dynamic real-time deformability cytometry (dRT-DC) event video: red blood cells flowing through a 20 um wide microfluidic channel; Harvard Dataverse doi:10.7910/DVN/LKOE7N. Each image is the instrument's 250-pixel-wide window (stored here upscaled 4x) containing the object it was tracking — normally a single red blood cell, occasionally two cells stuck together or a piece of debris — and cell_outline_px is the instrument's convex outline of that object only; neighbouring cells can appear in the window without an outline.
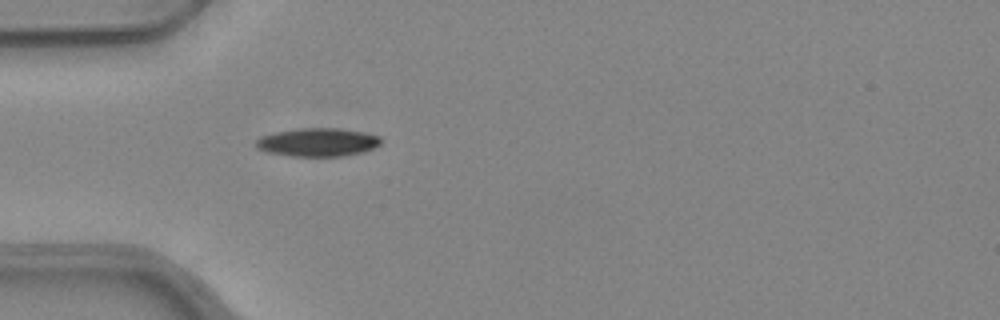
{"species": "common noctule bat (a hibernating species)", "species_latin": "Nyctalus noctula", "temperature_condition": "warm", "stored_images_in_passage": 32, "camera_frame_rate_fps": 3000, "um_per_image_px": 0.085, "animal": {"sex": "female", "body_mass_g": 24.6, "forearm_length_mm": 56.2}, "frame": {"image": 1, "passage_image": 1, "time_ms": 0.0, "image_size_px": [1000, 320], "cell_outline_px": [[380, 144], [372, 148], [360, 152], [344, 156], [292, 156], [268, 152], [256, 148], [256, 140], [260, 136], [276, 132], [300, 128], [340, 128], [364, 132], [380, 136]], "centroid_in_image_um": [26.99, 12.08], "position_along_channel_um": 58.0, "area_um2": 20.52}}
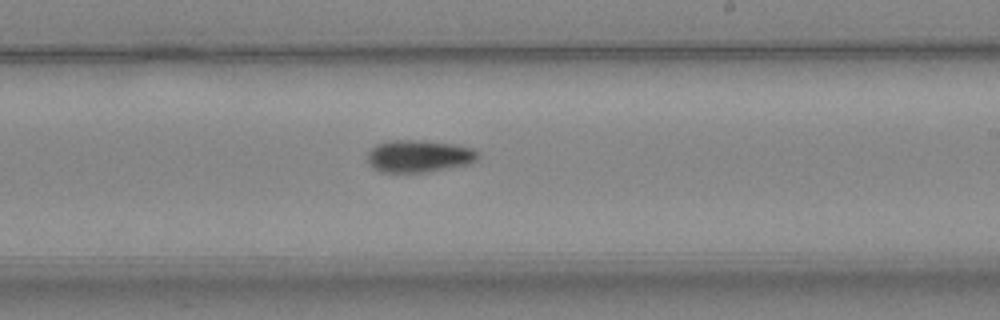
{"frame": {"image": 2, "passage_image": 16, "time_ms": 5.0, "image_size_px": [1000, 320], "cell_outline_px": [[480, 156], [476, 160], [468, 164], [428, 172], [380, 172], [372, 168], [368, 164], [368, 152], [376, 144], [384, 140], [424, 140], [456, 144], [472, 148], [480, 152]], "centroid_in_image_um": [35.6, 13.26], "position_along_channel_um": 253.4, "area_um2": 21.15}}
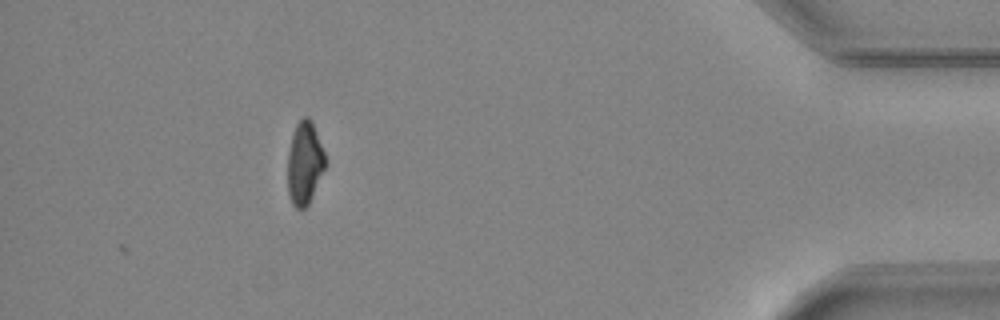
{"frame": {"image": 3, "passage_image": 32, "time_ms": 10.333, "image_size_px": [1000, 320], "cell_outline_px": [[328, 164], [308, 204], [304, 208], [296, 208], [292, 204], [288, 192], [288, 152], [292, 136], [296, 124], [304, 116], [308, 116], [312, 120], [328, 160]], "centroid_in_image_um": [25.93, 13.84], "position_along_channel_um": 409.3, "area_um2": 18.44}, "authors_computed_cell_mechanics": {"area_um2": 20.4323, "velocity_mm_per_s": 3.9827, "shape_relaxation_time_tau1_ms": 4.5694, "shape_relaxation_time_tau2_ms": null, "deformation_change_tau1": 0.1559, "deformation_change_tau2": null}}